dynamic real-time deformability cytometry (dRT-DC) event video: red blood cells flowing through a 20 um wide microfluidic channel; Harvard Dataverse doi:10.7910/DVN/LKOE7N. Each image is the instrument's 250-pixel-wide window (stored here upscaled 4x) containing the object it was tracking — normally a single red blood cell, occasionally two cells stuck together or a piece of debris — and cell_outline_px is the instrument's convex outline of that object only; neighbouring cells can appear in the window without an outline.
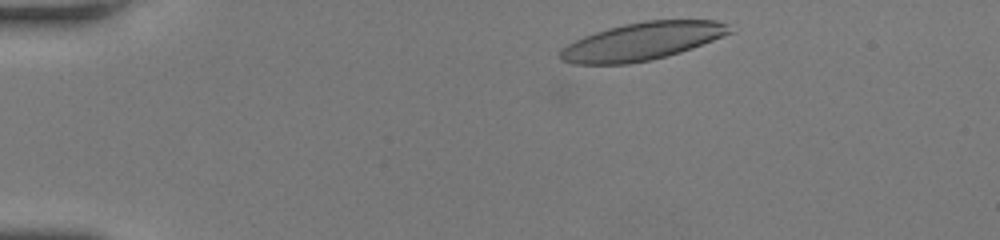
{"species": "human", "species_latin": "Homo sapiens", "temperature_condition": "room temperature", "stored_images_in_passage": 14, "camera_frame_rate_fps": 3000, "um_per_image_px": 0.085, "donor": {"sex": "female"}, "frame": {"image": 1, "passage_image": 2, "time_ms": 0.333, "image_size_px": [1000, 240], "cell_outline_px": [[736, 32], [692, 48], [680, 52], [648, 60], [628, 64], [572, 64], [560, 60], [560, 48], [584, 36], [608, 28], [624, 24], [644, 20], [716, 20], [728, 24]], "centroid_in_image_um": [54.61, 3.5], "position_along_channel_um": 30.4, "area_um2": 37.28}}
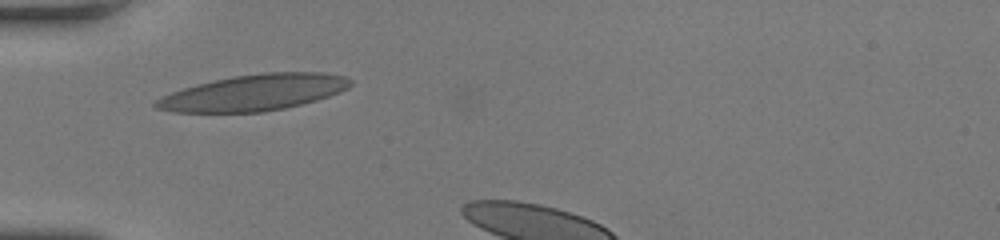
{"frame": {"image": 2, "passage_image": 10, "time_ms": 3.0, "image_size_px": [1000, 240], "cell_outline_px": [[352, 84], [348, 88], [340, 92], [316, 100], [284, 108], [264, 112], [172, 112], [156, 108], [152, 104], [160, 96], [196, 84], [232, 76], [264, 72], [324, 72], [344, 76], [352, 80]], "centroid_in_image_um": [21.58, 7.86], "position_along_channel_um": 63.4, "area_um2": 40.98}}
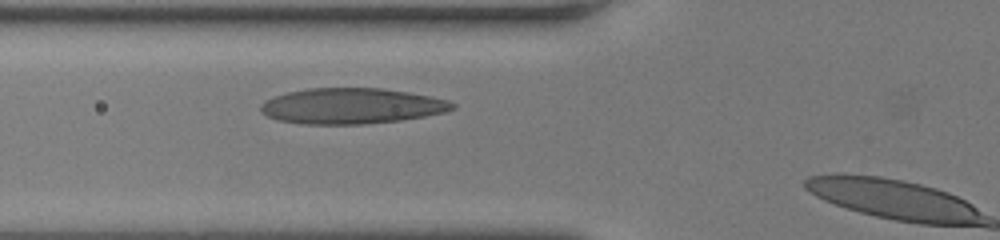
{"frame": {"image": 3, "passage_image": 13, "time_ms": 4.0, "image_size_px": [1000, 240], "cell_outline_px": [[456, 108], [444, 112], [424, 116], [400, 120], [364, 124], [304, 124], [276, 120], [260, 112], [260, 104], [264, 100], [288, 92], [308, 88], [380, 88], [408, 92], [448, 100], [456, 104]], "centroid_in_image_um": [29.85, 9.01], "position_along_channel_um": 95.9, "area_um2": 39.82}}